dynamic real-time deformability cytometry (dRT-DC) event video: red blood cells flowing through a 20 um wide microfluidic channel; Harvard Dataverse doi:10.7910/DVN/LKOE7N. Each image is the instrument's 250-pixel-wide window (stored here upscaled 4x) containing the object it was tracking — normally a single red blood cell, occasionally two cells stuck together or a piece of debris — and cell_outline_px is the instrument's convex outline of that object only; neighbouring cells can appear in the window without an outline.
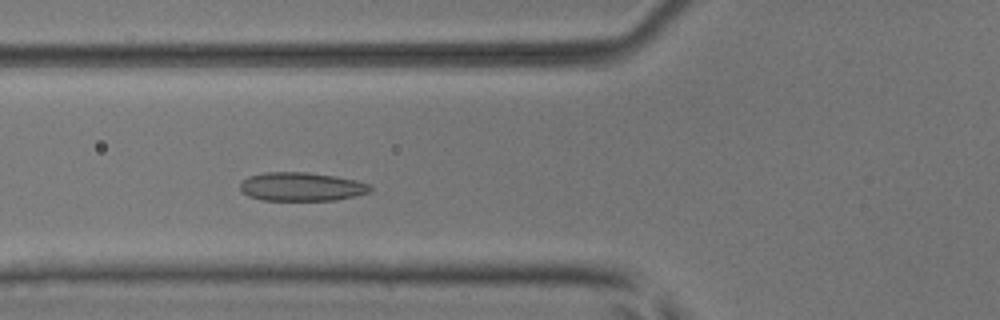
{"species": "common noctule bat (a hibernating species)", "species_latin": "Nyctalus noctula", "temperature_condition": "room temperature", "stored_images_in_passage": 46, "camera_frame_rate_fps": 3000, "um_per_image_px": 0.085, "animal": {"sex": "male", "body_mass_g": 17.9, "forearm_length_mm": 54.2}, "frame": {"image": 1, "passage_image": 14, "time_ms": 4.333, "image_size_px": [1000, 320], "cell_outline_px": [[372, 188], [368, 192], [356, 196], [336, 200], [260, 200], [248, 196], [240, 188], [240, 184], [248, 176], [264, 172], [308, 172], [336, 176], [356, 180], [372, 184]], "centroid_in_image_um": [25.65, 15.86], "position_along_channel_um": 100.2, "area_um2": 21.85}}
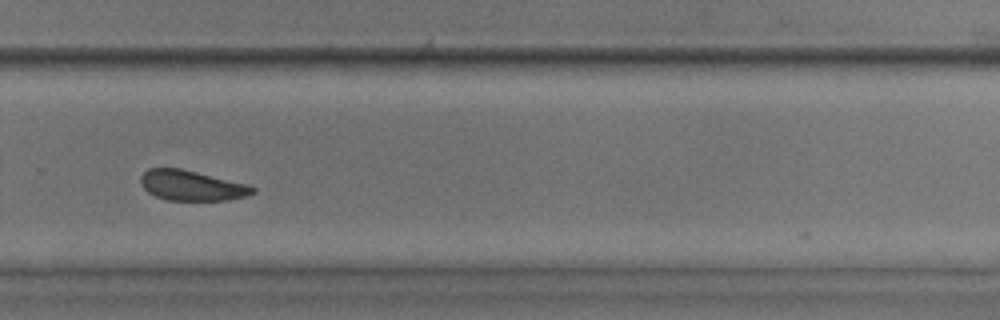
{"frame": {"image": 2, "passage_image": 30, "time_ms": 9.667, "image_size_px": [1000, 320], "cell_outline_px": [[256, 192], [248, 196], [228, 200], [168, 200], [156, 196], [148, 192], [140, 184], [140, 176], [148, 168], [180, 168], [248, 184], [256, 188]], "centroid_in_image_um": [16.31, 15.77], "position_along_channel_um": 313.5, "area_um2": 19.77}}
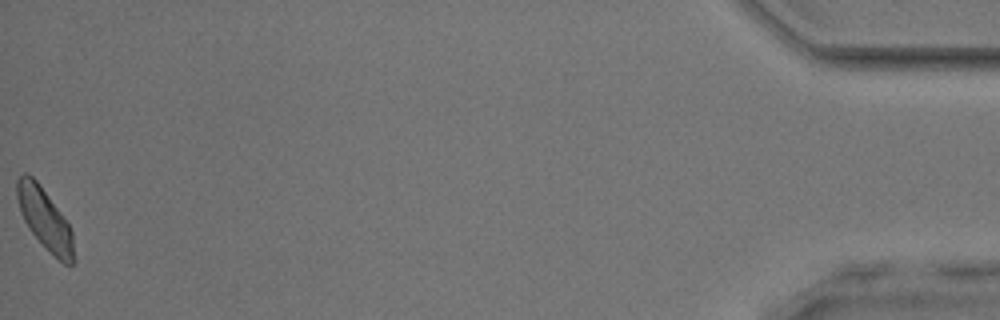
{"frame": {"image": 3, "passage_image": 46, "time_ms": 15.0, "image_size_px": [1000, 320], "cell_outline_px": [[72, 264], [64, 264], [28, 228], [20, 212], [16, 196], [16, 180], [24, 172], [32, 176], [36, 180], [68, 224], [72, 232]], "centroid_in_image_um": [3.74, 18.53], "position_along_channel_um": 431.5, "area_um2": 19.19}, "authors_computed_cell_mechanics": {"area_um2": 20.6057, "velocity_mm_per_s": 4.0049, "shape_relaxation_time_tau1_ms": null, "shape_relaxation_time_tau2_ms": 3.6015, "deformation_change_tau1": null, "deformation_change_tau2": 0.0696}}